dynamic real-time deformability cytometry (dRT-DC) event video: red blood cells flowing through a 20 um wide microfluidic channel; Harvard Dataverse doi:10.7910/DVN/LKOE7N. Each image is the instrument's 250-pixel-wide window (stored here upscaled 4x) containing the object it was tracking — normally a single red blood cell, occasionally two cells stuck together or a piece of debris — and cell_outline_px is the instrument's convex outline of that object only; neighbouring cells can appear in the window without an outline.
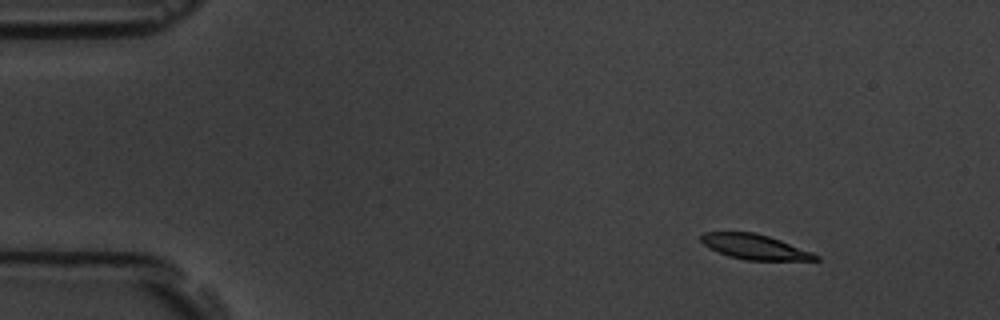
{"species": "common noctule bat (a hibernating species)", "species_latin": "Nyctalus noctula", "temperature_condition": "room temperature", "stored_images_in_passage": 52, "camera_frame_rate_fps": 3000, "um_per_image_px": 0.085, "animal": {"sex": "male", "body_mass_g": 19.5, "forearm_length_mm": 54.6}, "frame": {"image": 1, "passage_image": 1, "time_ms": 0.0, "image_size_px": [1000, 320], "cell_outline_px": [[820, 260], [744, 260], [728, 256], [704, 244], [700, 240], [700, 236], [704, 232], [756, 232], [780, 240], [812, 252], [820, 256]], "centroid_in_image_um": [64.17, 20.98], "position_along_channel_um": 20.8, "area_um2": 16.53}}
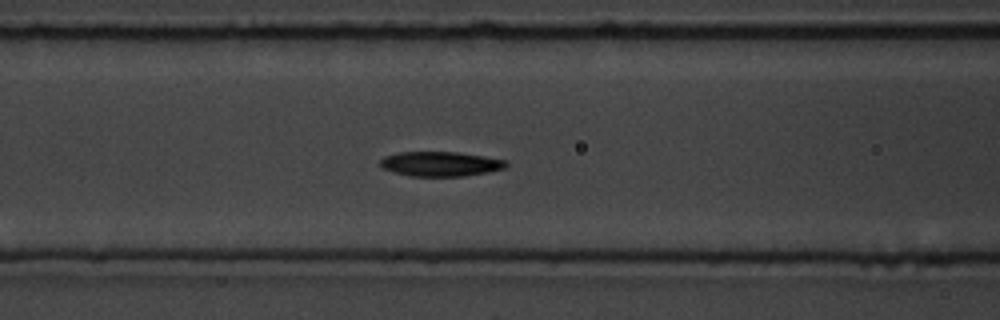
{"frame": {"image": 2, "passage_image": 18, "time_ms": 5.667, "image_size_px": [1000, 320], "cell_outline_px": [[508, 164], [504, 168], [488, 172], [464, 176], [408, 176], [392, 172], [384, 168], [380, 164], [380, 160], [384, 156], [400, 152], [456, 152], [484, 156], [508, 160]], "centroid_in_image_um": [37.44, 13.93], "position_along_channel_um": 129.2, "area_um2": 18.15}}
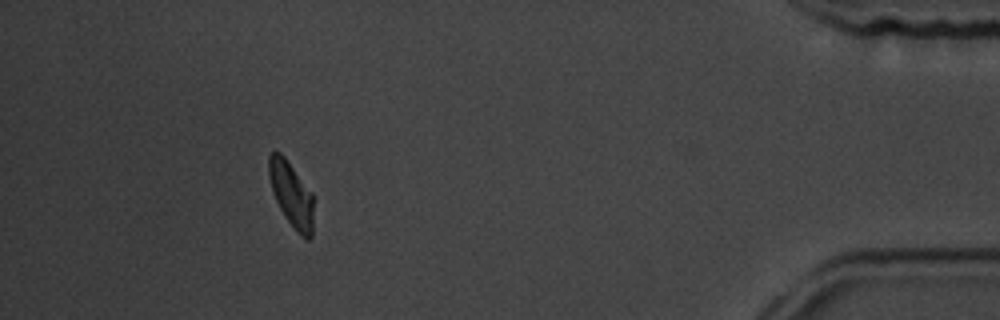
{"frame": {"image": 3, "passage_image": 47, "time_ms": 15.333, "image_size_px": [1000, 320], "cell_outline_px": [[312, 236], [308, 240], [304, 240], [296, 232], [284, 216], [272, 192], [268, 176], [268, 156], [272, 152], [280, 152], [284, 156], [312, 192]], "centroid_in_image_um": [24.75, 16.54], "position_along_channel_um": 410.5, "area_um2": 16.99}, "authors_computed_cell_mechanics": {"area_um2": 18.0914, "velocity_mm_per_s": 3.5121, "shape_relaxation_time_tau1_ms": 3.9321, "shape_relaxation_time_tau2_ms": null, "deformation_change_tau1": 0.1231, "deformation_change_tau2": null}}